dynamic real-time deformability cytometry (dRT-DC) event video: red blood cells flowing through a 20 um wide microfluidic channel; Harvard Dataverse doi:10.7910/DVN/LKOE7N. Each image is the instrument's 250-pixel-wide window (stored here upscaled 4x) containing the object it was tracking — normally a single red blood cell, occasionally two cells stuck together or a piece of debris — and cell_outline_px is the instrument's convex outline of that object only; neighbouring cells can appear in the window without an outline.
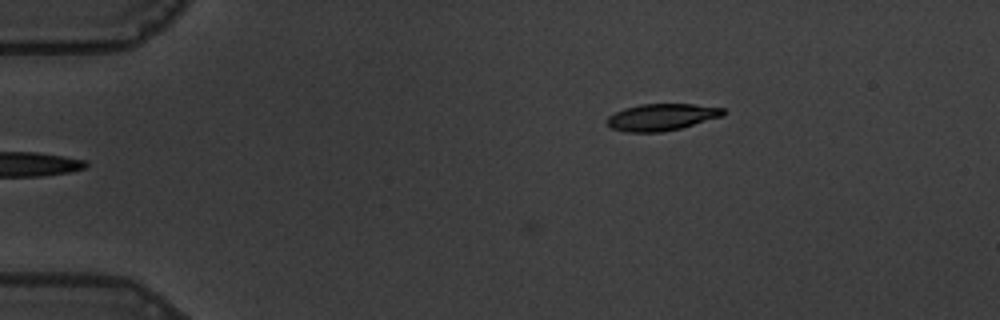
{"species": "common noctule bat (a hibernating species)", "species_latin": "Nyctalus noctula", "temperature_condition": "warm", "stored_images_in_passage": 2, "camera_frame_rate_fps": 3000, "um_per_image_px": 0.085, "animal": {"sex": "male", "body_mass_g": 19.5, "forearm_length_mm": 54.6}, "frame": {"image": 1, "passage_image": 2, "time_ms": 0.333, "image_size_px": [1000, 320], "cell_outline_px": [[724, 116], [680, 128], [660, 132], [628, 132], [612, 128], [604, 120], [608, 116], [624, 108], [640, 104], [692, 104], [724, 108]], "centroid_in_image_um": [56.22, 9.95], "position_along_channel_um": 28.8, "area_um2": 18.09}}